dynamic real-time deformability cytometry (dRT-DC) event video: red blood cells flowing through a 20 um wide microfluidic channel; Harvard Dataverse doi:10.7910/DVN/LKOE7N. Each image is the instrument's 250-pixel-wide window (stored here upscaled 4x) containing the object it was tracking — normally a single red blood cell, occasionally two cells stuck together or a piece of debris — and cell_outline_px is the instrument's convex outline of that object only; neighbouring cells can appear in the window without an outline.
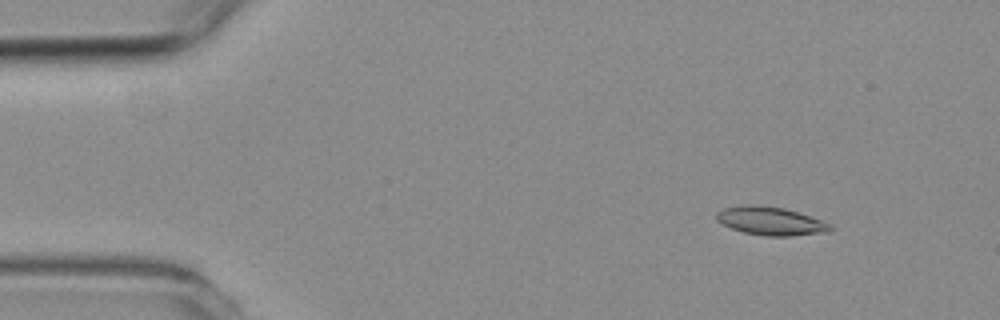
{"species": "common noctule bat (a hibernating species)", "species_latin": "Nyctalus noctula", "temperature_condition": "room temperature", "stored_images_in_passage": 54, "camera_frame_rate_fps": 3000, "um_per_image_px": 0.085, "animal": {"sex": "female", "body_mass_g": 19.3, "forearm_length_mm": 54.1}, "frame": {"image": 1, "passage_image": 6, "time_ms": 1.667, "image_size_px": [1000, 320], "cell_outline_px": [[832, 228], [828, 232], [792, 236], [764, 236], [744, 232], [732, 228], [716, 220], [716, 212], [724, 208], [740, 204], [756, 204], [784, 208], [832, 224]], "centroid_in_image_um": [65.47, 18.78], "position_along_channel_um": 19.5, "area_um2": 18.79}}
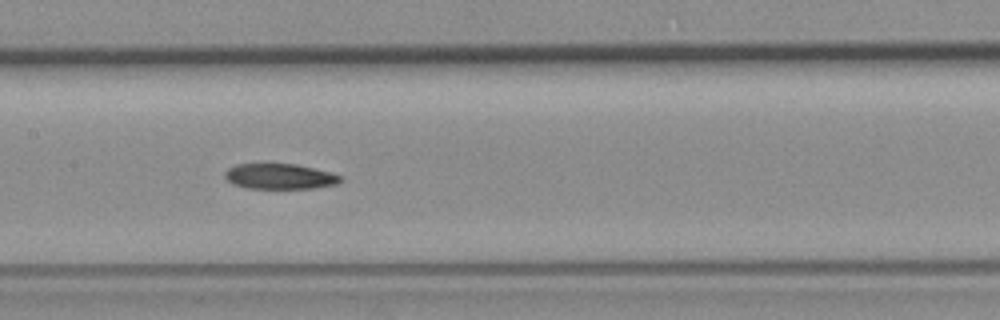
{"frame": {"image": 2, "passage_image": 26, "time_ms": 8.333, "image_size_px": [1000, 320], "cell_outline_px": [[344, 180], [336, 184], [316, 188], [248, 188], [232, 184], [224, 176], [224, 172], [228, 168], [236, 164], [264, 160], [296, 164], [344, 176]], "centroid_in_image_um": [23.73, 14.94], "position_along_channel_um": 183.7, "area_um2": 17.98}}
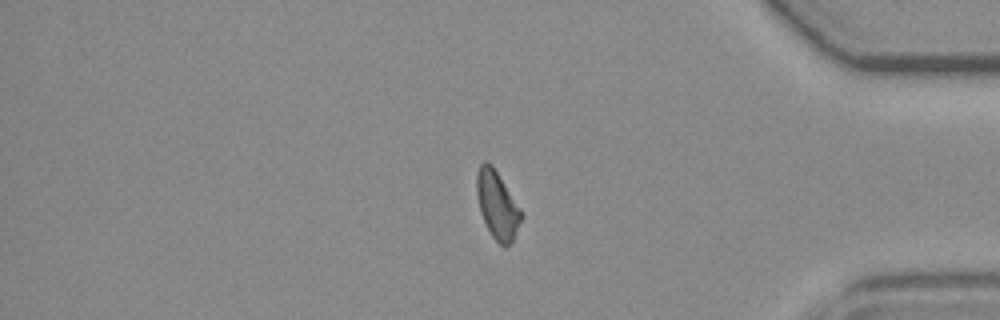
{"frame": {"image": 3, "passage_image": 45, "time_ms": 14.667, "image_size_px": [1000, 320], "cell_outline_px": [[524, 216], [512, 240], [504, 248], [492, 236], [480, 212], [476, 192], [476, 172], [480, 164], [484, 160], [492, 164], [520, 208]], "centroid_in_image_um": [42.25, 17.39], "position_along_channel_um": 392.9, "area_um2": 17.46}, "authors_computed_cell_mechanics": {"area_um2": 18.0047, "velocity_mm_per_s": 3.7766, "shape_relaxation_time_tau1_ms": 5.5683, "shape_relaxation_time_tau2_ms": 6.9382, "deformation_change_tau1": 0.1344, "deformation_change_tau2": 0.154}}